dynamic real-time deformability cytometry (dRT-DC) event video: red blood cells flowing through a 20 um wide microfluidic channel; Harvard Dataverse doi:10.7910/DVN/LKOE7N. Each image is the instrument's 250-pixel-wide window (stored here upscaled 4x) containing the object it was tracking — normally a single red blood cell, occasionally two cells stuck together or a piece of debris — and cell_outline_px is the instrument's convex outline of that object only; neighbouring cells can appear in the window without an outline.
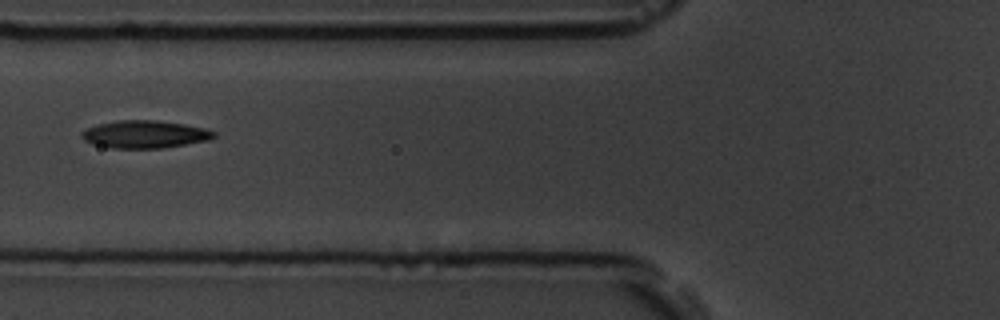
{"species": "common noctule bat (a hibernating species)", "species_latin": "Nyctalus noctula", "temperature_condition": "room temperature", "stored_images_in_passage": 6, "camera_frame_rate_fps": 3000, "um_per_image_px": 0.085, "animal": {"sex": "male", "body_mass_g": 19.5, "forearm_length_mm": 54.6}, "frame": {"image": 1, "passage_image": 4, "time_ms": 3.667, "image_size_px": [1000, 320], "cell_outline_px": [[216, 136], [208, 140], [164, 148], [112, 148], [92, 144], [84, 140], [80, 136], [80, 132], [88, 128], [100, 124], [116, 120], [156, 120], [184, 124], [204, 128], [216, 132]], "centroid_in_image_um": [12.3, 11.42], "position_along_channel_um": 113.5, "area_um2": 21.27}}
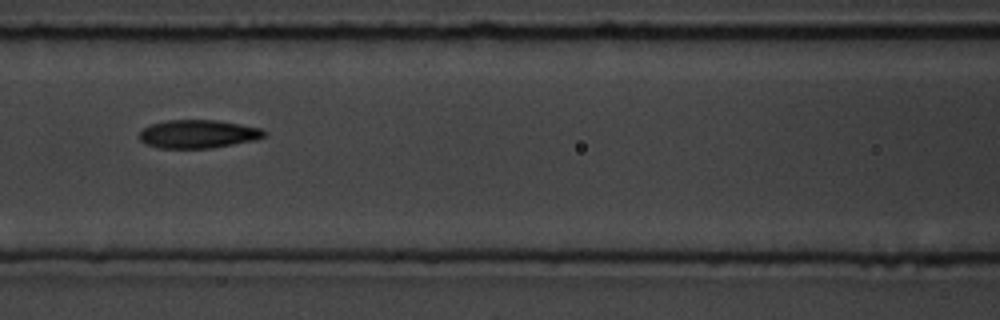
{"frame": {"image": 2, "passage_image": 5, "time_ms": 4.667, "image_size_px": [1000, 320], "cell_outline_px": [[268, 132], [264, 136], [256, 140], [212, 148], [160, 148], [144, 144], [140, 140], [140, 132], [144, 128], [152, 124], [168, 120], [216, 120], [240, 124], [260, 128]], "centroid_in_image_um": [16.85, 11.39], "position_along_channel_um": 149.8, "area_um2": 20.58}}
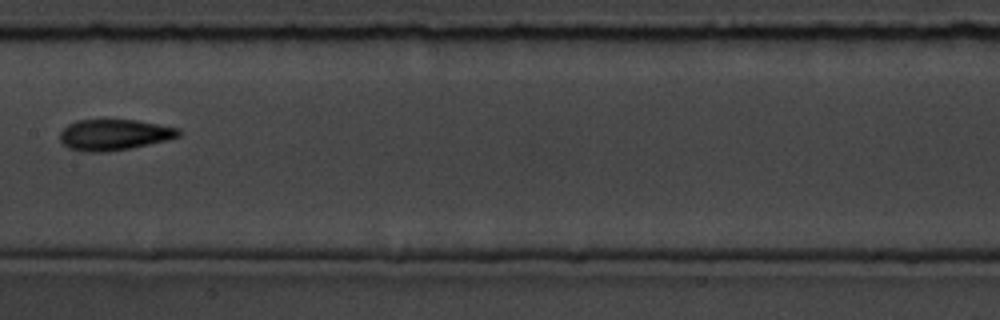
{"frame": {"image": 3, "passage_image": 6, "time_ms": 6.0, "image_size_px": [1000, 320], "cell_outline_px": [[180, 136], [164, 140], [128, 148], [104, 152], [84, 152], [68, 148], [60, 140], [60, 132], [68, 124], [76, 120], [136, 120], [180, 128]], "centroid_in_image_um": [9.66, 11.45], "position_along_channel_um": 197.7, "area_um2": 21.15}}